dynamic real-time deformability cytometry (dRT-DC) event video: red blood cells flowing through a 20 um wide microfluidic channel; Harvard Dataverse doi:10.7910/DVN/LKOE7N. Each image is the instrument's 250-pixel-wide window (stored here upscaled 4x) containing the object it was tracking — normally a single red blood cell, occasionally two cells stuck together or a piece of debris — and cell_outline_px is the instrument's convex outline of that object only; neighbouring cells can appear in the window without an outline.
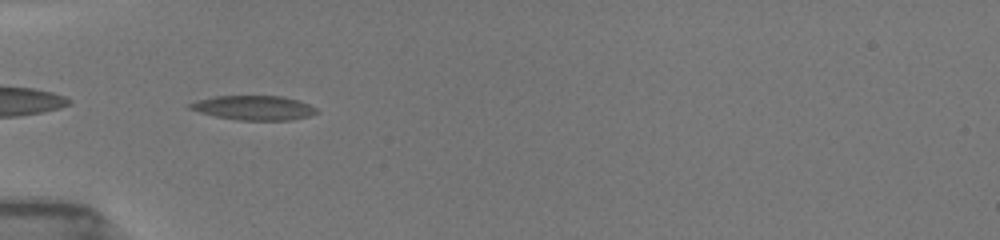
{"species": "common noctule bat (a hibernating species)", "species_latin": "Nyctalus noctula", "temperature_condition": "room temperature", "stored_images_in_passage": 5, "camera_frame_rate_fps": 3000, "um_per_image_px": 0.085, "animal": {"sex": "female", "body_mass_g": 19.5, "forearm_length_mm": 54.1}, "frame": {"image": 1, "passage_image": 3, "time_ms": 1.333, "image_size_px": [1000, 240], "cell_outline_px": [[320, 112], [308, 116], [292, 120], [240, 120], [216, 116], [200, 112], [188, 108], [188, 104], [200, 100], [216, 96], [280, 96], [296, 100], [308, 104], [316, 108]], "centroid_in_image_um": [21.6, 9.17], "position_along_channel_um": 63.4, "area_um2": 17.74}}
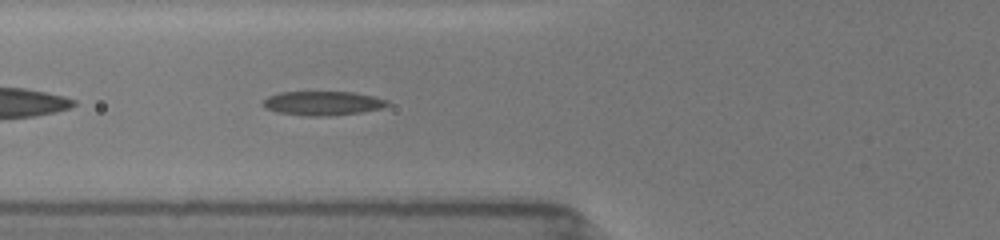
{"frame": {"image": 2, "passage_image": 5, "time_ms": 2.333, "image_size_px": [1000, 240], "cell_outline_px": [[388, 104], [380, 108], [360, 112], [328, 116], [304, 116], [276, 112], [264, 108], [260, 104], [268, 96], [280, 92], [352, 92], [372, 96], [388, 100]], "centroid_in_image_um": [27.35, 8.78], "position_along_channel_um": 98.5, "area_um2": 17.46}}